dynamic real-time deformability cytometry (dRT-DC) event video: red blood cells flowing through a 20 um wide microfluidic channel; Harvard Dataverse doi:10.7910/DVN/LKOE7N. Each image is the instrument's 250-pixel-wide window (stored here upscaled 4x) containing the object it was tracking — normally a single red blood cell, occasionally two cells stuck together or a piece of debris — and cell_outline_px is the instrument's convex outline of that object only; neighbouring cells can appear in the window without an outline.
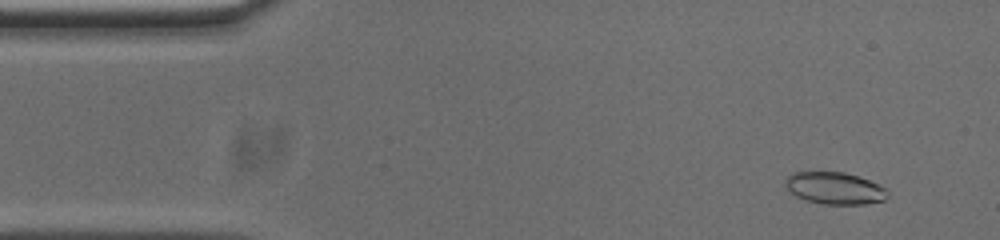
{"species": "common noctule bat (a hibernating species)", "species_latin": "Nyctalus noctula", "temperature_condition": "cold", "stored_images_in_passage": 53, "camera_frame_rate_fps": 3000, "um_per_image_px": 0.085, "animal": {"sex": "male", "body_mass_g": 20.0, "forearm_length_mm": 53.3}, "frame": {"image": 1, "passage_image": 4, "time_ms": 1.0, "image_size_px": [1000, 240], "cell_outline_px": [[888, 196], [884, 200], [864, 204], [824, 204], [808, 200], [796, 196], [784, 184], [784, 180], [792, 172], [844, 172], [860, 176], [884, 188], [888, 192]], "centroid_in_image_um": [70.94, 15.99], "position_along_channel_um": 14.1, "area_um2": 18.9}}
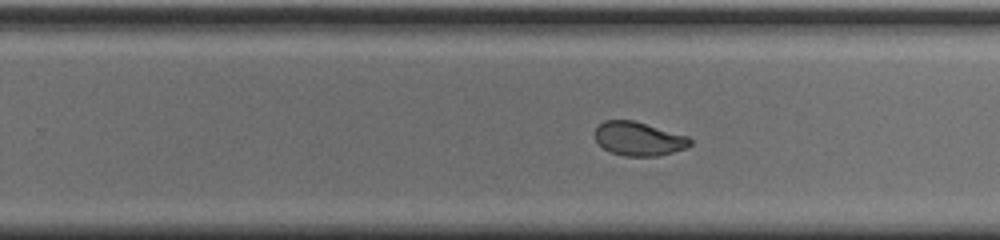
{"frame": {"image": 2, "passage_image": 32, "time_ms": 10.333, "image_size_px": [1000, 240], "cell_outline_px": [[692, 144], [684, 148], [672, 152], [656, 156], [624, 156], [612, 152], [604, 148], [596, 140], [596, 128], [604, 120], [632, 120], [688, 136], [692, 140]], "centroid_in_image_um": [54.3, 11.79], "position_along_channel_um": 275.5, "area_um2": 18.44}}
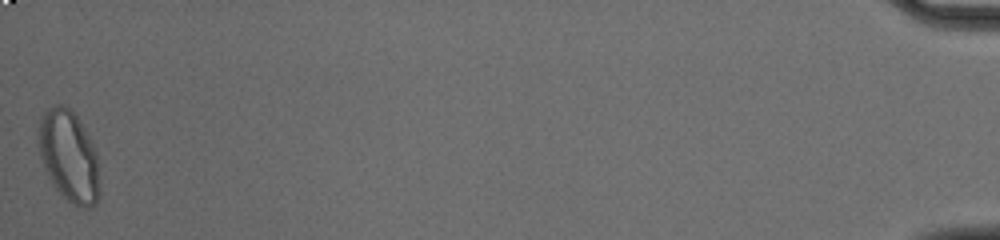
{"frame": {"image": 3, "passage_image": 53, "time_ms": 17.333, "image_size_px": [1000, 240], "cell_outline_px": [[100, 196], [96, 204], [92, 208], [80, 208], [72, 204], [52, 184], [44, 168], [40, 156], [36, 140], [36, 132], [40, 116], [44, 112], [56, 104], [64, 104], [76, 116], [88, 136], [96, 152], [100, 188]], "centroid_in_image_um": [5.83, 13.3], "position_along_channel_um": 429.4, "area_um2": 32.89}, "authors_computed_cell_mechanics": {"area_um2": 19.4208, "velocity_mm_per_s": 3.7508, "shape_relaxation_time_tau1_ms": 9.4024, "shape_relaxation_time_tau2_ms": 1.1836, "deformation_change_tau1": 0.2193, "deformation_change_tau2": 0.0414}}